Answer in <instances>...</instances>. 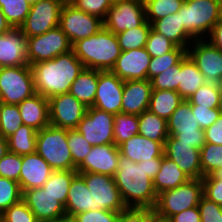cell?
<instances>
[{
	"label": "cell",
	"instance_id": "obj_1",
	"mask_svg": "<svg viewBox=\"0 0 222 222\" xmlns=\"http://www.w3.org/2000/svg\"><path fill=\"white\" fill-rule=\"evenodd\" d=\"M84 68L73 50L53 59L32 64L36 93L47 99L58 94L69 93L72 83Z\"/></svg>",
	"mask_w": 222,
	"mask_h": 222
},
{
	"label": "cell",
	"instance_id": "obj_2",
	"mask_svg": "<svg viewBox=\"0 0 222 222\" xmlns=\"http://www.w3.org/2000/svg\"><path fill=\"white\" fill-rule=\"evenodd\" d=\"M113 178L127 208L155 207L157 193L153 180L147 176L145 162L135 163L120 155Z\"/></svg>",
	"mask_w": 222,
	"mask_h": 222
},
{
	"label": "cell",
	"instance_id": "obj_3",
	"mask_svg": "<svg viewBox=\"0 0 222 222\" xmlns=\"http://www.w3.org/2000/svg\"><path fill=\"white\" fill-rule=\"evenodd\" d=\"M72 50L85 68L99 71H111L121 55L116 34L105 27L96 34L75 42Z\"/></svg>",
	"mask_w": 222,
	"mask_h": 222
},
{
	"label": "cell",
	"instance_id": "obj_4",
	"mask_svg": "<svg viewBox=\"0 0 222 222\" xmlns=\"http://www.w3.org/2000/svg\"><path fill=\"white\" fill-rule=\"evenodd\" d=\"M221 12L222 0H186L178 15L185 31L194 40H199L209 36L221 18Z\"/></svg>",
	"mask_w": 222,
	"mask_h": 222
},
{
	"label": "cell",
	"instance_id": "obj_5",
	"mask_svg": "<svg viewBox=\"0 0 222 222\" xmlns=\"http://www.w3.org/2000/svg\"><path fill=\"white\" fill-rule=\"evenodd\" d=\"M202 179H190L188 182L157 195L154 215L161 221L184 210L197 207L203 196Z\"/></svg>",
	"mask_w": 222,
	"mask_h": 222
},
{
	"label": "cell",
	"instance_id": "obj_6",
	"mask_svg": "<svg viewBox=\"0 0 222 222\" xmlns=\"http://www.w3.org/2000/svg\"><path fill=\"white\" fill-rule=\"evenodd\" d=\"M68 129L48 125L37 131L36 152L54 171L76 170L67 141Z\"/></svg>",
	"mask_w": 222,
	"mask_h": 222
},
{
	"label": "cell",
	"instance_id": "obj_7",
	"mask_svg": "<svg viewBox=\"0 0 222 222\" xmlns=\"http://www.w3.org/2000/svg\"><path fill=\"white\" fill-rule=\"evenodd\" d=\"M36 94L31 66L0 67V95L2 103L18 105Z\"/></svg>",
	"mask_w": 222,
	"mask_h": 222
},
{
	"label": "cell",
	"instance_id": "obj_8",
	"mask_svg": "<svg viewBox=\"0 0 222 222\" xmlns=\"http://www.w3.org/2000/svg\"><path fill=\"white\" fill-rule=\"evenodd\" d=\"M167 123L169 136H174L179 143L190 144L198 150L205 145L204 130L197 123L187 100L175 109Z\"/></svg>",
	"mask_w": 222,
	"mask_h": 222
},
{
	"label": "cell",
	"instance_id": "obj_9",
	"mask_svg": "<svg viewBox=\"0 0 222 222\" xmlns=\"http://www.w3.org/2000/svg\"><path fill=\"white\" fill-rule=\"evenodd\" d=\"M72 50L67 35L57 26L44 34L27 38L28 64L47 61Z\"/></svg>",
	"mask_w": 222,
	"mask_h": 222
},
{
	"label": "cell",
	"instance_id": "obj_10",
	"mask_svg": "<svg viewBox=\"0 0 222 222\" xmlns=\"http://www.w3.org/2000/svg\"><path fill=\"white\" fill-rule=\"evenodd\" d=\"M59 26L73 45L96 34L104 27V22L95 15L77 9L70 2H65L61 9Z\"/></svg>",
	"mask_w": 222,
	"mask_h": 222
},
{
	"label": "cell",
	"instance_id": "obj_11",
	"mask_svg": "<svg viewBox=\"0 0 222 222\" xmlns=\"http://www.w3.org/2000/svg\"><path fill=\"white\" fill-rule=\"evenodd\" d=\"M79 174L92 194L93 211L105 209L120 213L127 208L112 176L97 173Z\"/></svg>",
	"mask_w": 222,
	"mask_h": 222
},
{
	"label": "cell",
	"instance_id": "obj_12",
	"mask_svg": "<svg viewBox=\"0 0 222 222\" xmlns=\"http://www.w3.org/2000/svg\"><path fill=\"white\" fill-rule=\"evenodd\" d=\"M146 21L143 0H118L109 8L104 27L114 34L135 29Z\"/></svg>",
	"mask_w": 222,
	"mask_h": 222
},
{
	"label": "cell",
	"instance_id": "obj_13",
	"mask_svg": "<svg viewBox=\"0 0 222 222\" xmlns=\"http://www.w3.org/2000/svg\"><path fill=\"white\" fill-rule=\"evenodd\" d=\"M91 146L114 144V114L88 107L75 129Z\"/></svg>",
	"mask_w": 222,
	"mask_h": 222
},
{
	"label": "cell",
	"instance_id": "obj_14",
	"mask_svg": "<svg viewBox=\"0 0 222 222\" xmlns=\"http://www.w3.org/2000/svg\"><path fill=\"white\" fill-rule=\"evenodd\" d=\"M64 3V0H41L31 5L29 14L20 26L24 35L27 38L38 36L59 26Z\"/></svg>",
	"mask_w": 222,
	"mask_h": 222
},
{
	"label": "cell",
	"instance_id": "obj_15",
	"mask_svg": "<svg viewBox=\"0 0 222 222\" xmlns=\"http://www.w3.org/2000/svg\"><path fill=\"white\" fill-rule=\"evenodd\" d=\"M50 125L63 129H76L86 114L87 107L70 93L48 99Z\"/></svg>",
	"mask_w": 222,
	"mask_h": 222
},
{
	"label": "cell",
	"instance_id": "obj_16",
	"mask_svg": "<svg viewBox=\"0 0 222 222\" xmlns=\"http://www.w3.org/2000/svg\"><path fill=\"white\" fill-rule=\"evenodd\" d=\"M187 55L204 75L206 82L219 84L222 81V50L208 40H194L187 49Z\"/></svg>",
	"mask_w": 222,
	"mask_h": 222
},
{
	"label": "cell",
	"instance_id": "obj_17",
	"mask_svg": "<svg viewBox=\"0 0 222 222\" xmlns=\"http://www.w3.org/2000/svg\"><path fill=\"white\" fill-rule=\"evenodd\" d=\"M124 81L111 71L98 70V85L92 107L111 114L122 112Z\"/></svg>",
	"mask_w": 222,
	"mask_h": 222
},
{
	"label": "cell",
	"instance_id": "obj_18",
	"mask_svg": "<svg viewBox=\"0 0 222 222\" xmlns=\"http://www.w3.org/2000/svg\"><path fill=\"white\" fill-rule=\"evenodd\" d=\"M22 199L39 222L56 221L67 217L65 206L42 187L24 191Z\"/></svg>",
	"mask_w": 222,
	"mask_h": 222
},
{
	"label": "cell",
	"instance_id": "obj_19",
	"mask_svg": "<svg viewBox=\"0 0 222 222\" xmlns=\"http://www.w3.org/2000/svg\"><path fill=\"white\" fill-rule=\"evenodd\" d=\"M119 147L115 144L92 146L90 153L76 167L78 173H97L114 176L118 169Z\"/></svg>",
	"mask_w": 222,
	"mask_h": 222
},
{
	"label": "cell",
	"instance_id": "obj_20",
	"mask_svg": "<svg viewBox=\"0 0 222 222\" xmlns=\"http://www.w3.org/2000/svg\"><path fill=\"white\" fill-rule=\"evenodd\" d=\"M164 155L173 160L190 179H202L200 150L190 144L179 143L174 136H168L164 144Z\"/></svg>",
	"mask_w": 222,
	"mask_h": 222
},
{
	"label": "cell",
	"instance_id": "obj_21",
	"mask_svg": "<svg viewBox=\"0 0 222 222\" xmlns=\"http://www.w3.org/2000/svg\"><path fill=\"white\" fill-rule=\"evenodd\" d=\"M151 56L144 47L134 50L121 51L111 72L121 80H145L150 65Z\"/></svg>",
	"mask_w": 222,
	"mask_h": 222
},
{
	"label": "cell",
	"instance_id": "obj_22",
	"mask_svg": "<svg viewBox=\"0 0 222 222\" xmlns=\"http://www.w3.org/2000/svg\"><path fill=\"white\" fill-rule=\"evenodd\" d=\"M28 65L27 37L20 28L0 34V67Z\"/></svg>",
	"mask_w": 222,
	"mask_h": 222
},
{
	"label": "cell",
	"instance_id": "obj_23",
	"mask_svg": "<svg viewBox=\"0 0 222 222\" xmlns=\"http://www.w3.org/2000/svg\"><path fill=\"white\" fill-rule=\"evenodd\" d=\"M53 171L37 152L22 156V168L19 178L22 193L26 190L42 187Z\"/></svg>",
	"mask_w": 222,
	"mask_h": 222
},
{
	"label": "cell",
	"instance_id": "obj_24",
	"mask_svg": "<svg viewBox=\"0 0 222 222\" xmlns=\"http://www.w3.org/2000/svg\"><path fill=\"white\" fill-rule=\"evenodd\" d=\"M152 90L151 82L147 79L124 81L122 113L140 115L147 111Z\"/></svg>",
	"mask_w": 222,
	"mask_h": 222
},
{
	"label": "cell",
	"instance_id": "obj_25",
	"mask_svg": "<svg viewBox=\"0 0 222 222\" xmlns=\"http://www.w3.org/2000/svg\"><path fill=\"white\" fill-rule=\"evenodd\" d=\"M164 144L165 142H157L137 134L125 140L118 147L121 156L139 163L156 157H163Z\"/></svg>",
	"mask_w": 222,
	"mask_h": 222
},
{
	"label": "cell",
	"instance_id": "obj_26",
	"mask_svg": "<svg viewBox=\"0 0 222 222\" xmlns=\"http://www.w3.org/2000/svg\"><path fill=\"white\" fill-rule=\"evenodd\" d=\"M23 125L40 131L50 125L49 102L46 97L36 93L18 105Z\"/></svg>",
	"mask_w": 222,
	"mask_h": 222
},
{
	"label": "cell",
	"instance_id": "obj_27",
	"mask_svg": "<svg viewBox=\"0 0 222 222\" xmlns=\"http://www.w3.org/2000/svg\"><path fill=\"white\" fill-rule=\"evenodd\" d=\"M65 211L69 218L82 212L93 211L92 194L79 173L73 177L69 187Z\"/></svg>",
	"mask_w": 222,
	"mask_h": 222
},
{
	"label": "cell",
	"instance_id": "obj_28",
	"mask_svg": "<svg viewBox=\"0 0 222 222\" xmlns=\"http://www.w3.org/2000/svg\"><path fill=\"white\" fill-rule=\"evenodd\" d=\"M151 27L154 31L164 35L178 47L188 49L194 39L185 31L181 24L178 12L153 21Z\"/></svg>",
	"mask_w": 222,
	"mask_h": 222
},
{
	"label": "cell",
	"instance_id": "obj_29",
	"mask_svg": "<svg viewBox=\"0 0 222 222\" xmlns=\"http://www.w3.org/2000/svg\"><path fill=\"white\" fill-rule=\"evenodd\" d=\"M205 83L206 79L204 75L192 59L186 55L180 61L179 87L176 92L184 100H188Z\"/></svg>",
	"mask_w": 222,
	"mask_h": 222
},
{
	"label": "cell",
	"instance_id": "obj_30",
	"mask_svg": "<svg viewBox=\"0 0 222 222\" xmlns=\"http://www.w3.org/2000/svg\"><path fill=\"white\" fill-rule=\"evenodd\" d=\"M189 180L190 178L180 170L173 160L163 155L160 170L153 179V187L158 195L166 190L174 189Z\"/></svg>",
	"mask_w": 222,
	"mask_h": 222
},
{
	"label": "cell",
	"instance_id": "obj_31",
	"mask_svg": "<svg viewBox=\"0 0 222 222\" xmlns=\"http://www.w3.org/2000/svg\"><path fill=\"white\" fill-rule=\"evenodd\" d=\"M98 85V70L87 69L77 76L69 93L82 102L87 108L92 107Z\"/></svg>",
	"mask_w": 222,
	"mask_h": 222
},
{
	"label": "cell",
	"instance_id": "obj_32",
	"mask_svg": "<svg viewBox=\"0 0 222 222\" xmlns=\"http://www.w3.org/2000/svg\"><path fill=\"white\" fill-rule=\"evenodd\" d=\"M138 134L157 142H165L169 136L167 120L149 110L138 115Z\"/></svg>",
	"mask_w": 222,
	"mask_h": 222
},
{
	"label": "cell",
	"instance_id": "obj_33",
	"mask_svg": "<svg viewBox=\"0 0 222 222\" xmlns=\"http://www.w3.org/2000/svg\"><path fill=\"white\" fill-rule=\"evenodd\" d=\"M184 99L172 90H152L148 110L168 120Z\"/></svg>",
	"mask_w": 222,
	"mask_h": 222
},
{
	"label": "cell",
	"instance_id": "obj_34",
	"mask_svg": "<svg viewBox=\"0 0 222 222\" xmlns=\"http://www.w3.org/2000/svg\"><path fill=\"white\" fill-rule=\"evenodd\" d=\"M37 131L27 125H21L19 129L7 138L9 152L20 156L36 152Z\"/></svg>",
	"mask_w": 222,
	"mask_h": 222
},
{
	"label": "cell",
	"instance_id": "obj_35",
	"mask_svg": "<svg viewBox=\"0 0 222 222\" xmlns=\"http://www.w3.org/2000/svg\"><path fill=\"white\" fill-rule=\"evenodd\" d=\"M78 172L76 170L53 171L49 179L44 183L42 188L47 190L52 196L56 197L60 203L66 205L69 187L73 177Z\"/></svg>",
	"mask_w": 222,
	"mask_h": 222
},
{
	"label": "cell",
	"instance_id": "obj_36",
	"mask_svg": "<svg viewBox=\"0 0 222 222\" xmlns=\"http://www.w3.org/2000/svg\"><path fill=\"white\" fill-rule=\"evenodd\" d=\"M151 24L146 20L141 26L116 34L121 51L145 47L151 31Z\"/></svg>",
	"mask_w": 222,
	"mask_h": 222
},
{
	"label": "cell",
	"instance_id": "obj_37",
	"mask_svg": "<svg viewBox=\"0 0 222 222\" xmlns=\"http://www.w3.org/2000/svg\"><path fill=\"white\" fill-rule=\"evenodd\" d=\"M139 132L138 115L118 113L114 115V144L119 146Z\"/></svg>",
	"mask_w": 222,
	"mask_h": 222
},
{
	"label": "cell",
	"instance_id": "obj_38",
	"mask_svg": "<svg viewBox=\"0 0 222 222\" xmlns=\"http://www.w3.org/2000/svg\"><path fill=\"white\" fill-rule=\"evenodd\" d=\"M145 5L146 20L151 24L153 21L179 12L183 0H143Z\"/></svg>",
	"mask_w": 222,
	"mask_h": 222
},
{
	"label": "cell",
	"instance_id": "obj_39",
	"mask_svg": "<svg viewBox=\"0 0 222 222\" xmlns=\"http://www.w3.org/2000/svg\"><path fill=\"white\" fill-rule=\"evenodd\" d=\"M187 55V49L176 46L171 52L164 54L161 57H153L150 60V65L147 71V80L166 71V69L177 65Z\"/></svg>",
	"mask_w": 222,
	"mask_h": 222
},
{
	"label": "cell",
	"instance_id": "obj_40",
	"mask_svg": "<svg viewBox=\"0 0 222 222\" xmlns=\"http://www.w3.org/2000/svg\"><path fill=\"white\" fill-rule=\"evenodd\" d=\"M30 8L31 5L25 0H0V9L12 28H20Z\"/></svg>",
	"mask_w": 222,
	"mask_h": 222
},
{
	"label": "cell",
	"instance_id": "obj_41",
	"mask_svg": "<svg viewBox=\"0 0 222 222\" xmlns=\"http://www.w3.org/2000/svg\"><path fill=\"white\" fill-rule=\"evenodd\" d=\"M23 125L17 105L0 104V136L8 138Z\"/></svg>",
	"mask_w": 222,
	"mask_h": 222
},
{
	"label": "cell",
	"instance_id": "obj_42",
	"mask_svg": "<svg viewBox=\"0 0 222 222\" xmlns=\"http://www.w3.org/2000/svg\"><path fill=\"white\" fill-rule=\"evenodd\" d=\"M187 101L191 107L220 108L218 84L206 82Z\"/></svg>",
	"mask_w": 222,
	"mask_h": 222
},
{
	"label": "cell",
	"instance_id": "obj_43",
	"mask_svg": "<svg viewBox=\"0 0 222 222\" xmlns=\"http://www.w3.org/2000/svg\"><path fill=\"white\" fill-rule=\"evenodd\" d=\"M200 163L203 177L222 168V146L205 143L200 150Z\"/></svg>",
	"mask_w": 222,
	"mask_h": 222
},
{
	"label": "cell",
	"instance_id": "obj_44",
	"mask_svg": "<svg viewBox=\"0 0 222 222\" xmlns=\"http://www.w3.org/2000/svg\"><path fill=\"white\" fill-rule=\"evenodd\" d=\"M23 193L19 183L0 177V215L13 204L22 199Z\"/></svg>",
	"mask_w": 222,
	"mask_h": 222
},
{
	"label": "cell",
	"instance_id": "obj_45",
	"mask_svg": "<svg viewBox=\"0 0 222 222\" xmlns=\"http://www.w3.org/2000/svg\"><path fill=\"white\" fill-rule=\"evenodd\" d=\"M68 147L70 148L73 164L77 167L85 157L90 153L92 146L75 129L68 130Z\"/></svg>",
	"mask_w": 222,
	"mask_h": 222
},
{
	"label": "cell",
	"instance_id": "obj_46",
	"mask_svg": "<svg viewBox=\"0 0 222 222\" xmlns=\"http://www.w3.org/2000/svg\"><path fill=\"white\" fill-rule=\"evenodd\" d=\"M179 70L180 62L153 77L150 80L152 89L177 91L179 87Z\"/></svg>",
	"mask_w": 222,
	"mask_h": 222
},
{
	"label": "cell",
	"instance_id": "obj_47",
	"mask_svg": "<svg viewBox=\"0 0 222 222\" xmlns=\"http://www.w3.org/2000/svg\"><path fill=\"white\" fill-rule=\"evenodd\" d=\"M0 220L2 222H39L23 199L6 209L0 215Z\"/></svg>",
	"mask_w": 222,
	"mask_h": 222
},
{
	"label": "cell",
	"instance_id": "obj_48",
	"mask_svg": "<svg viewBox=\"0 0 222 222\" xmlns=\"http://www.w3.org/2000/svg\"><path fill=\"white\" fill-rule=\"evenodd\" d=\"M175 47L176 45L173 42L151 28L144 48L151 58H153L161 57L164 54L171 52Z\"/></svg>",
	"mask_w": 222,
	"mask_h": 222
},
{
	"label": "cell",
	"instance_id": "obj_49",
	"mask_svg": "<svg viewBox=\"0 0 222 222\" xmlns=\"http://www.w3.org/2000/svg\"><path fill=\"white\" fill-rule=\"evenodd\" d=\"M22 168V156L8 152L0 160V177L14 180L19 183Z\"/></svg>",
	"mask_w": 222,
	"mask_h": 222
},
{
	"label": "cell",
	"instance_id": "obj_50",
	"mask_svg": "<svg viewBox=\"0 0 222 222\" xmlns=\"http://www.w3.org/2000/svg\"><path fill=\"white\" fill-rule=\"evenodd\" d=\"M70 3L77 9L87 14L95 15L101 19H105L112 0H71Z\"/></svg>",
	"mask_w": 222,
	"mask_h": 222
},
{
	"label": "cell",
	"instance_id": "obj_51",
	"mask_svg": "<svg viewBox=\"0 0 222 222\" xmlns=\"http://www.w3.org/2000/svg\"><path fill=\"white\" fill-rule=\"evenodd\" d=\"M119 216V212L100 209L73 215L71 219L73 222H119Z\"/></svg>",
	"mask_w": 222,
	"mask_h": 222
},
{
	"label": "cell",
	"instance_id": "obj_52",
	"mask_svg": "<svg viewBox=\"0 0 222 222\" xmlns=\"http://www.w3.org/2000/svg\"><path fill=\"white\" fill-rule=\"evenodd\" d=\"M197 207L200 212L201 222H222L221 205L203 195Z\"/></svg>",
	"mask_w": 222,
	"mask_h": 222
},
{
	"label": "cell",
	"instance_id": "obj_53",
	"mask_svg": "<svg viewBox=\"0 0 222 222\" xmlns=\"http://www.w3.org/2000/svg\"><path fill=\"white\" fill-rule=\"evenodd\" d=\"M191 110L203 130L213 125L222 113L220 108L191 107Z\"/></svg>",
	"mask_w": 222,
	"mask_h": 222
},
{
	"label": "cell",
	"instance_id": "obj_54",
	"mask_svg": "<svg viewBox=\"0 0 222 222\" xmlns=\"http://www.w3.org/2000/svg\"><path fill=\"white\" fill-rule=\"evenodd\" d=\"M154 219V210L148 208H126L119 216V222H152Z\"/></svg>",
	"mask_w": 222,
	"mask_h": 222
},
{
	"label": "cell",
	"instance_id": "obj_55",
	"mask_svg": "<svg viewBox=\"0 0 222 222\" xmlns=\"http://www.w3.org/2000/svg\"><path fill=\"white\" fill-rule=\"evenodd\" d=\"M202 182L204 196L222 206V180L202 179Z\"/></svg>",
	"mask_w": 222,
	"mask_h": 222
},
{
	"label": "cell",
	"instance_id": "obj_56",
	"mask_svg": "<svg viewBox=\"0 0 222 222\" xmlns=\"http://www.w3.org/2000/svg\"><path fill=\"white\" fill-rule=\"evenodd\" d=\"M204 134L205 143H212L222 146V113L213 125L204 130Z\"/></svg>",
	"mask_w": 222,
	"mask_h": 222
},
{
	"label": "cell",
	"instance_id": "obj_57",
	"mask_svg": "<svg viewBox=\"0 0 222 222\" xmlns=\"http://www.w3.org/2000/svg\"><path fill=\"white\" fill-rule=\"evenodd\" d=\"M166 222H201L199 209L198 207H193L184 210L171 216Z\"/></svg>",
	"mask_w": 222,
	"mask_h": 222
},
{
	"label": "cell",
	"instance_id": "obj_58",
	"mask_svg": "<svg viewBox=\"0 0 222 222\" xmlns=\"http://www.w3.org/2000/svg\"><path fill=\"white\" fill-rule=\"evenodd\" d=\"M210 38V39H209ZM206 39L215 47H218L222 50V18L217 22V24L212 29L211 33L209 34Z\"/></svg>",
	"mask_w": 222,
	"mask_h": 222
},
{
	"label": "cell",
	"instance_id": "obj_59",
	"mask_svg": "<svg viewBox=\"0 0 222 222\" xmlns=\"http://www.w3.org/2000/svg\"><path fill=\"white\" fill-rule=\"evenodd\" d=\"M141 162H145V169L147 172V176H149V178H151L153 180L154 177L156 176V174L160 170V166L162 163V157H156L152 160L141 161Z\"/></svg>",
	"mask_w": 222,
	"mask_h": 222
},
{
	"label": "cell",
	"instance_id": "obj_60",
	"mask_svg": "<svg viewBox=\"0 0 222 222\" xmlns=\"http://www.w3.org/2000/svg\"><path fill=\"white\" fill-rule=\"evenodd\" d=\"M11 28V25L7 22L2 10L0 9V34L8 32Z\"/></svg>",
	"mask_w": 222,
	"mask_h": 222
},
{
	"label": "cell",
	"instance_id": "obj_61",
	"mask_svg": "<svg viewBox=\"0 0 222 222\" xmlns=\"http://www.w3.org/2000/svg\"><path fill=\"white\" fill-rule=\"evenodd\" d=\"M9 152L8 140L0 136V160Z\"/></svg>",
	"mask_w": 222,
	"mask_h": 222
},
{
	"label": "cell",
	"instance_id": "obj_62",
	"mask_svg": "<svg viewBox=\"0 0 222 222\" xmlns=\"http://www.w3.org/2000/svg\"><path fill=\"white\" fill-rule=\"evenodd\" d=\"M202 179H220V180H222V168L216 170L213 174L204 176Z\"/></svg>",
	"mask_w": 222,
	"mask_h": 222
},
{
	"label": "cell",
	"instance_id": "obj_63",
	"mask_svg": "<svg viewBox=\"0 0 222 222\" xmlns=\"http://www.w3.org/2000/svg\"><path fill=\"white\" fill-rule=\"evenodd\" d=\"M219 97H220V109L222 110V81L218 84Z\"/></svg>",
	"mask_w": 222,
	"mask_h": 222
},
{
	"label": "cell",
	"instance_id": "obj_64",
	"mask_svg": "<svg viewBox=\"0 0 222 222\" xmlns=\"http://www.w3.org/2000/svg\"><path fill=\"white\" fill-rule=\"evenodd\" d=\"M47 222H73V220L69 217H65L63 219L60 220H56V221H47Z\"/></svg>",
	"mask_w": 222,
	"mask_h": 222
},
{
	"label": "cell",
	"instance_id": "obj_65",
	"mask_svg": "<svg viewBox=\"0 0 222 222\" xmlns=\"http://www.w3.org/2000/svg\"><path fill=\"white\" fill-rule=\"evenodd\" d=\"M26 2H28L30 5H33L41 0H25Z\"/></svg>",
	"mask_w": 222,
	"mask_h": 222
},
{
	"label": "cell",
	"instance_id": "obj_66",
	"mask_svg": "<svg viewBox=\"0 0 222 222\" xmlns=\"http://www.w3.org/2000/svg\"><path fill=\"white\" fill-rule=\"evenodd\" d=\"M152 222H166V221H161L155 218Z\"/></svg>",
	"mask_w": 222,
	"mask_h": 222
}]
</instances>
